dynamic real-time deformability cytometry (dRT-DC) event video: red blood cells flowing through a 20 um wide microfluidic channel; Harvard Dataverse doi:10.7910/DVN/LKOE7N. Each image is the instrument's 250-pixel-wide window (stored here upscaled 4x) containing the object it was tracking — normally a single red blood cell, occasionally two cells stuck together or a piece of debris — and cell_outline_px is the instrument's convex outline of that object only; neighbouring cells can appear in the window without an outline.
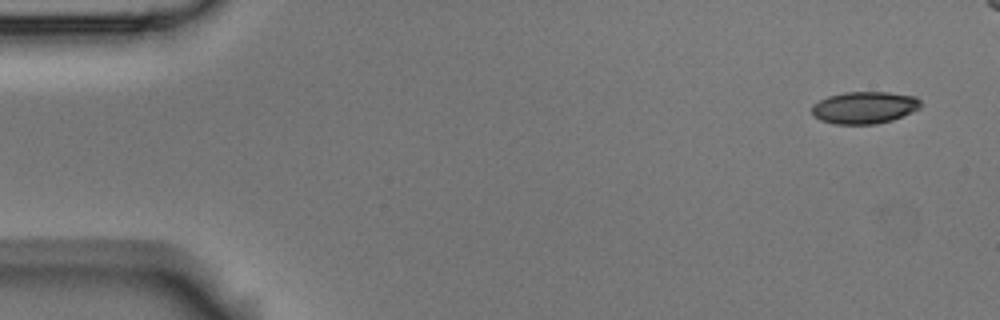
{"species": "Egyptian fruit bat (a non-hibernating species)", "species_latin": "Rousettus aegyptiacus", "temperature_condition": "room temperature", "stored_images_in_passage": 7, "camera_frame_rate_fps": 3000, "um_per_image_px": 0.085, "animal": {"sex": "male"}, "frame": {"image": 1, "passage_image": 1, "time_ms": 0.0, "image_size_px": [1000, 320], "cell_outline_px": [[920, 108], [912, 112], [892, 120], [876, 124], [836, 124], [820, 120], [812, 116], [812, 104], [828, 96], [844, 92], [888, 92], [916, 96], [920, 100]], "centroid_in_image_um": [73.46, 9.14], "position_along_channel_um": 11.5, "area_um2": 20.46}}
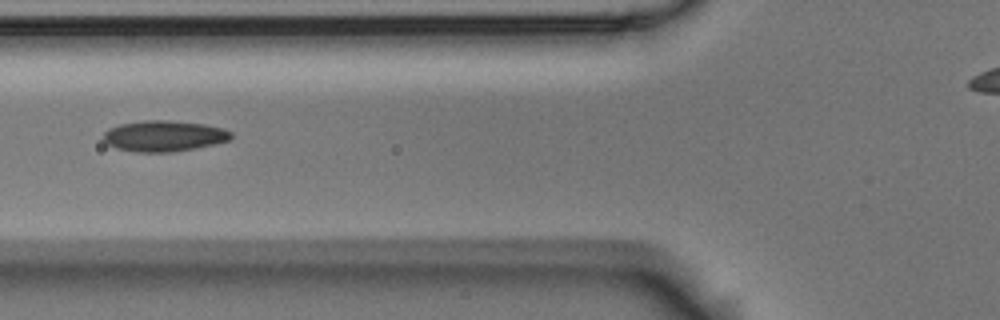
{"frame": {"image": 2, "passage_image": 6, "time_ms": 1.667, "image_size_px": [1000, 320], "cell_outline_px": [[232, 136], [228, 140], [216, 144], [196, 148], [172, 152], [136, 152], [116, 148], [108, 144], [104, 140], [104, 132], [108, 128], [120, 124], [144, 120], [168, 120], [204, 124], [224, 128], [232, 132]], "centroid_in_image_um": [13.95, 11.56], "position_along_channel_um": 111.9, "area_um2": 23.06}}
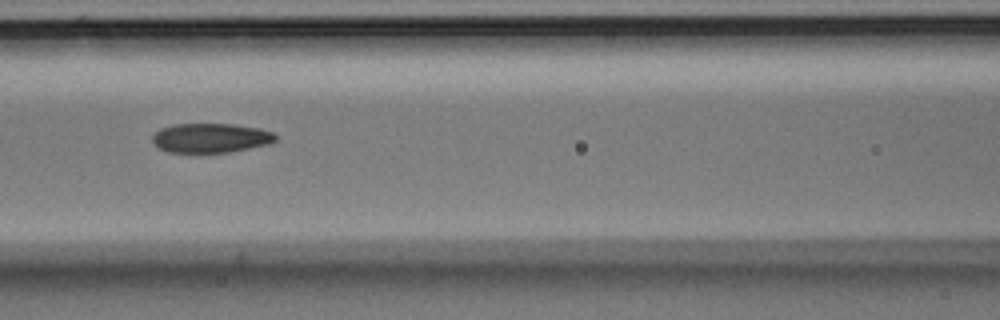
{"frame": {"image": 3, "passage_image": 7, "time_ms": 2.0, "image_size_px": [1000, 320], "cell_outline_px": [[276, 140], [268, 144], [228, 152], [168, 152], [160, 148], [152, 140], [152, 136], [160, 128], [172, 124], [232, 124], [260, 128], [272, 132], [276, 136]], "centroid_in_image_um": [17.9, 11.71], "position_along_channel_um": 148.7, "area_um2": 20.92}}